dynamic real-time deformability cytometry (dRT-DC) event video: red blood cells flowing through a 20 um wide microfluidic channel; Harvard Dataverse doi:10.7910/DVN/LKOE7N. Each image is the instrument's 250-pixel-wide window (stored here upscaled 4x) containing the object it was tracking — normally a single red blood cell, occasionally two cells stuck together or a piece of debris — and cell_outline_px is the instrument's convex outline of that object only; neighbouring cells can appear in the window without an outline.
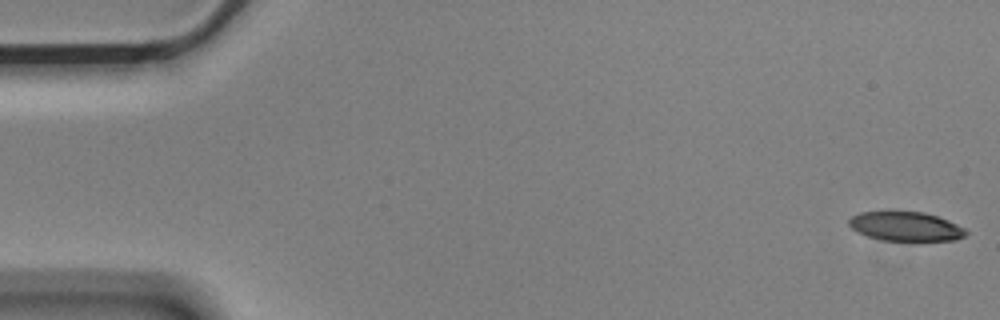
{"species": "Egyptian fruit bat (a non-hibernating species)", "species_latin": "Rousettus aegyptiacus", "temperature_condition": "cold", "stored_images_in_passage": 5, "camera_frame_rate_fps": 3000, "um_per_image_px": 0.085, "animal": {"sex": "male"}, "frame": {"image": 1, "passage_image": 1, "time_ms": 0.0, "image_size_px": [1000, 320], "cell_outline_px": [[968, 232], [964, 236], [956, 240], [880, 240], [868, 236], [852, 228], [848, 224], [848, 220], [852, 216], [860, 212], [888, 208], [892, 208], [924, 212], [948, 220], [964, 228]], "centroid_in_image_um": [76.93, 19.18], "position_along_channel_um": 8.1, "area_um2": 20.58}}
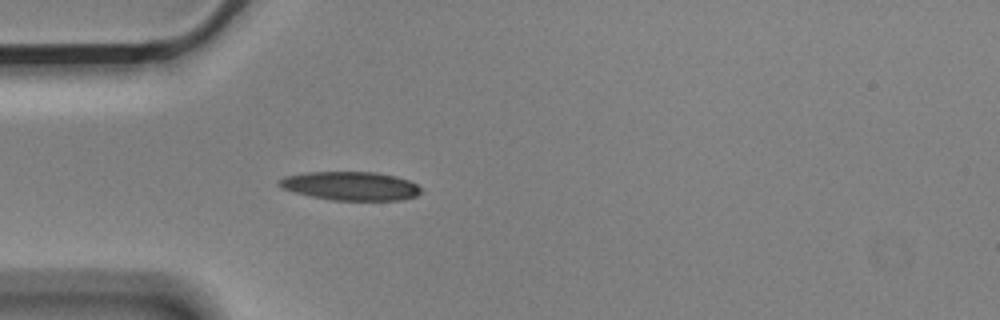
{"frame": {"image": 2, "passage_image": 5, "time_ms": 1.333, "image_size_px": [1000, 320], "cell_outline_px": [[420, 192], [416, 196], [400, 200], [332, 200], [312, 196], [296, 192], [284, 188], [276, 184], [284, 176], [308, 172], [376, 172], [396, 176], [408, 180], [416, 184], [420, 188]], "centroid_in_image_um": [29.81, 15.8], "position_along_channel_um": 55.2, "area_um2": 23.47}}